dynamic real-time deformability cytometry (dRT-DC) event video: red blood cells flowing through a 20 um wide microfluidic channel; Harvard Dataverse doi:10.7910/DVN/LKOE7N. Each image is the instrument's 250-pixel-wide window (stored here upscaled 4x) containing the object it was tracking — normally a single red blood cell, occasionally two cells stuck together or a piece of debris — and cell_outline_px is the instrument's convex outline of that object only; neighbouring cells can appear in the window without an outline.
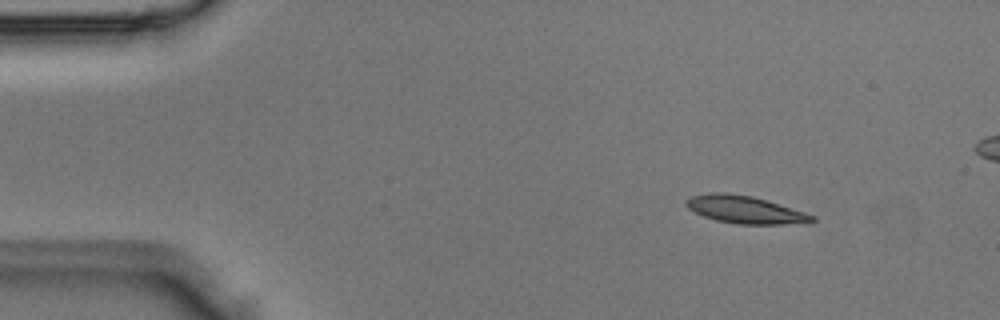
{"species": "Egyptian fruit bat (a non-hibernating species)", "species_latin": "Rousettus aegyptiacus", "temperature_condition": "room temperature", "stored_images_in_passage": 4, "camera_frame_rate_fps": 3000, "um_per_image_px": 0.085, "animal": {"sex": "male"}, "frame": {"image": 1, "passage_image": 1, "time_ms": 0.0, "image_size_px": [1000, 320], "cell_outline_px": [[816, 220], [812, 224], [740, 224], [716, 220], [704, 216], [688, 208], [684, 204], [684, 200], [692, 196], [708, 192], [724, 192], [752, 196], [804, 212], [816, 216]], "centroid_in_image_um": [63.35, 17.82], "position_along_channel_um": 21.6, "area_um2": 20.29}}